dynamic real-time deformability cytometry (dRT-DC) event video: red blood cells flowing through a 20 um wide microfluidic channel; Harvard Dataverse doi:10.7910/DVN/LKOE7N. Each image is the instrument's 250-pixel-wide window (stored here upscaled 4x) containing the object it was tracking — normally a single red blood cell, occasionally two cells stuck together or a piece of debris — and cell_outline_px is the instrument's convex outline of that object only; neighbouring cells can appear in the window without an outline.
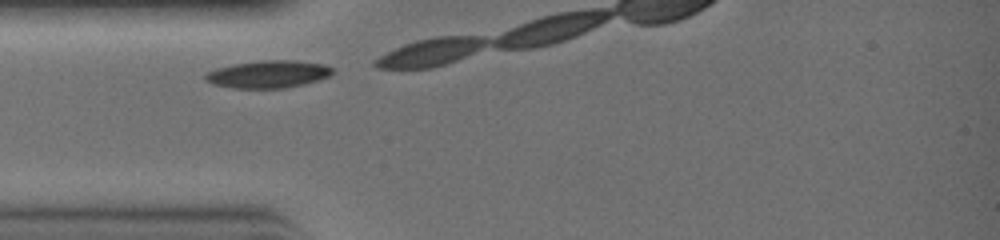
{"species": "common noctule bat (a hibernating species)", "species_latin": "Nyctalus noctula", "temperature_condition": "warm", "stored_images_in_passage": 3, "camera_frame_rate_fps": 3000, "um_per_image_px": 0.085, "animal": {"sex": "female", "body_mass_g": 19.0, "forearm_length_mm": 51.5}, "frame": {"image": 1, "passage_image": 1, "time_ms": 0.0, "image_size_px": [1000, 240], "cell_outline_px": [[336, 68], [332, 76], [304, 84], [284, 88], [232, 88], [212, 84], [204, 80], [204, 76], [208, 72], [216, 68], [232, 64], [260, 60], [292, 60], [324, 64]], "centroid_in_image_um": [22.82, 6.3], "position_along_channel_um": 62.2, "area_um2": 20.63}}